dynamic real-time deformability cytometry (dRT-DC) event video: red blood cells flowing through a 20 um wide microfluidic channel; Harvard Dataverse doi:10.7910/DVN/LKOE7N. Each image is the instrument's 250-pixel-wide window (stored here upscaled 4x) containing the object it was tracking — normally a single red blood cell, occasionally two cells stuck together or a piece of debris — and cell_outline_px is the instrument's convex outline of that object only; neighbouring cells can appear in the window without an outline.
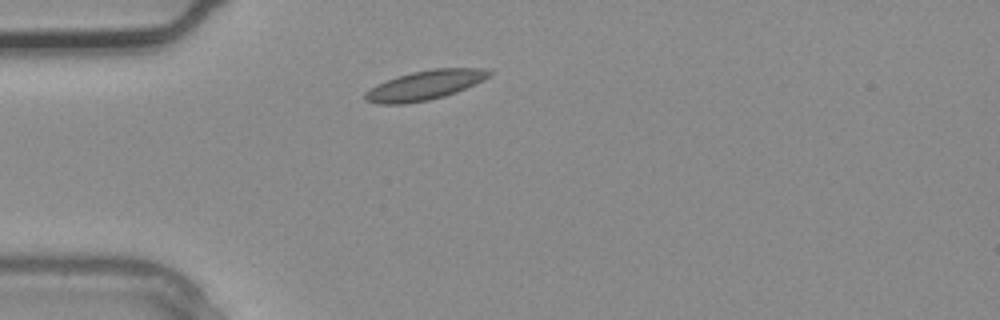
{"species": "common noctule bat (a hibernating species)", "species_latin": "Nyctalus noctula", "temperature_condition": "warm", "stored_images_in_passage": 1, "camera_frame_rate_fps": 3000, "um_per_image_px": 0.085, "animal": {"sex": "male", "body_mass_g": 20.4}, "frame": {"image": 1, "passage_image": 1, "time_ms": 0.0, "image_size_px": [1000, 320], "cell_outline_px": [[496, 72], [492, 76], [484, 80], [456, 92], [444, 96], [428, 100], [404, 104], [380, 104], [364, 100], [364, 92], [376, 84], [396, 76], [412, 72], [432, 68], [484, 68]], "centroid_in_image_um": [36.14, 7.23], "position_along_channel_um": 48.9, "area_um2": 21.56}}